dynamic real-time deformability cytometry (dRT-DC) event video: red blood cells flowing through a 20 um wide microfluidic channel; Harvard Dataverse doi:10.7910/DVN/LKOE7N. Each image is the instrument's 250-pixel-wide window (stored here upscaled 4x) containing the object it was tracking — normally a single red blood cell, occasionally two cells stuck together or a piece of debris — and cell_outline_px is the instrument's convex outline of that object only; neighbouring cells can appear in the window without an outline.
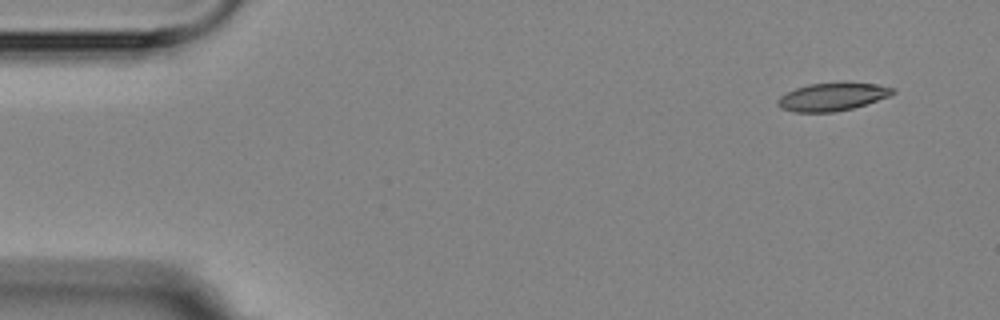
{"species": "Egyptian fruit bat (a non-hibernating species)", "species_latin": "Rousettus aegyptiacus", "temperature_condition": "room temperature", "stored_images_in_passage": 5, "camera_frame_rate_fps": 3000, "um_per_image_px": 0.085, "animal": {"sex": "female"}, "frame": {"image": 1, "passage_image": 1, "time_ms": 0.0, "image_size_px": [1000, 320], "cell_outline_px": [[896, 92], [888, 96], [852, 108], [832, 112], [796, 112], [780, 108], [776, 104], [776, 100], [780, 96], [796, 88], [808, 84], [876, 84], [896, 88]], "centroid_in_image_um": [70.7, 8.25], "position_along_channel_um": 14.3, "area_um2": 18.15}}
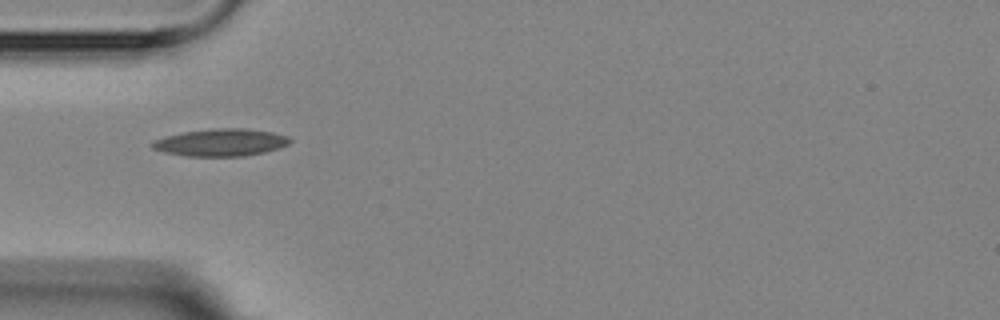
{"frame": {"image": 2, "passage_image": 4, "time_ms": 4.333, "image_size_px": [1000, 320], "cell_outline_px": [[292, 140], [288, 144], [280, 148], [264, 152], [244, 156], [188, 156], [164, 152], [152, 148], [148, 144], [152, 140], [184, 132], [212, 128], [244, 128], [272, 132], [288, 136]], "centroid_in_image_um": [18.77, 12.11], "position_along_channel_um": 66.2, "area_um2": 21.96}}